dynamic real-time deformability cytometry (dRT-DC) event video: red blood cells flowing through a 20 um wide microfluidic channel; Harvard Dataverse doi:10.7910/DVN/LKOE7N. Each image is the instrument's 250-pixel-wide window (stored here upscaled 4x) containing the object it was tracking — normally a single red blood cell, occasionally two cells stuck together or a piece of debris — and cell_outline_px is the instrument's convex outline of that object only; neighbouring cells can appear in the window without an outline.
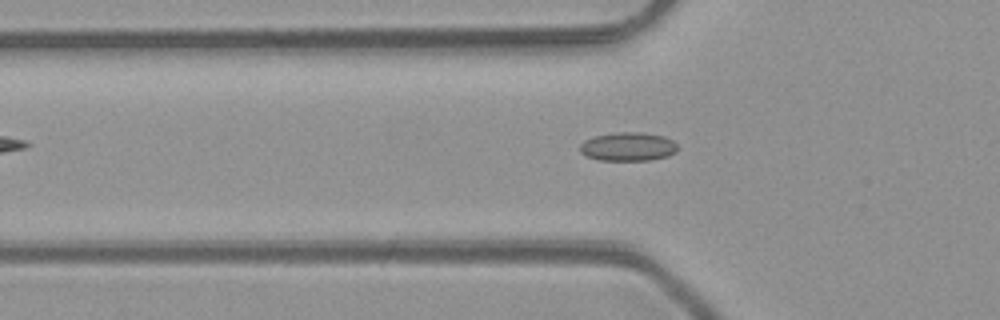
{"species": "common noctule bat (a hibernating species)", "species_latin": "Nyctalus noctula", "temperature_condition": "room temperature", "stored_images_in_passage": 41, "camera_frame_rate_fps": 3000, "um_per_image_px": 0.085, "animal": {"sex": "male", "body_mass_g": 23.1, "forearm_length_mm": 52.7}, "frame": {"image": 1, "passage_image": 11, "time_ms": 3.333, "image_size_px": [1000, 320], "cell_outline_px": [[676, 152], [668, 156], [652, 160], [600, 160], [588, 156], [580, 152], [580, 144], [584, 140], [596, 136], [616, 132], [640, 132], [664, 136], [672, 140], [676, 144]], "centroid_in_image_um": [53.39, 12.46], "position_along_channel_um": 72.4, "area_um2": 16.24}}
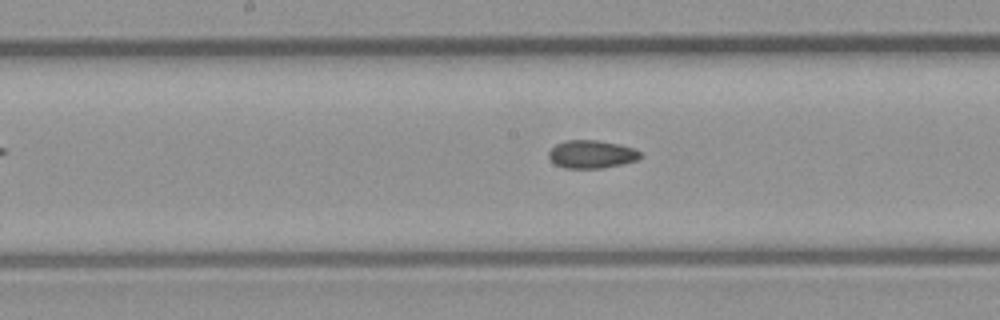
{"frame": {"image": 2, "passage_image": 20, "time_ms": 6.333, "image_size_px": [1000, 320], "cell_outline_px": [[644, 156], [636, 160], [620, 164], [600, 168], [564, 168], [556, 164], [548, 156], [548, 152], [556, 144], [564, 140], [596, 140], [620, 144], [632, 148], [640, 152]], "centroid_in_image_um": [50.28, 13.1], "position_along_channel_um": 197.9, "area_um2": 14.85}}
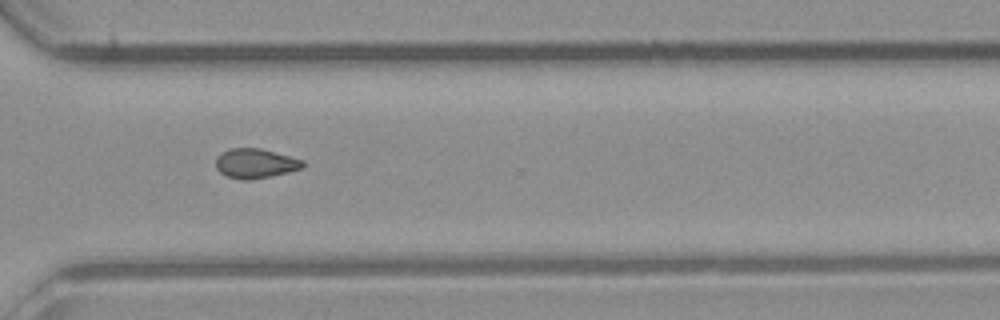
{"frame": {"image": 3, "passage_image": 31, "time_ms": 10.0, "image_size_px": [1000, 320], "cell_outline_px": [[304, 168], [272, 176], [252, 180], [240, 180], [228, 176], [220, 172], [216, 168], [216, 156], [220, 152], [228, 148], [260, 148], [304, 160]], "centroid_in_image_um": [21.69, 13.89], "position_along_channel_um": 348.9, "area_um2": 15.2}}